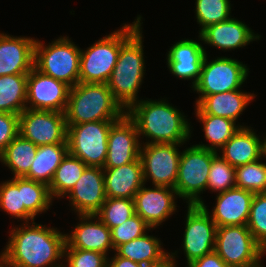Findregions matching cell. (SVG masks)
Returning a JSON list of instances; mask_svg holds the SVG:
<instances>
[{
  "label": "cell",
  "mask_w": 266,
  "mask_h": 267,
  "mask_svg": "<svg viewBox=\"0 0 266 267\" xmlns=\"http://www.w3.org/2000/svg\"><path fill=\"white\" fill-rule=\"evenodd\" d=\"M142 142L135 122L125 113L111 125L104 168H117L136 161L140 158Z\"/></svg>",
  "instance_id": "cell-15"
},
{
  "label": "cell",
  "mask_w": 266,
  "mask_h": 267,
  "mask_svg": "<svg viewBox=\"0 0 266 267\" xmlns=\"http://www.w3.org/2000/svg\"><path fill=\"white\" fill-rule=\"evenodd\" d=\"M142 16L138 15L132 24L104 36L97 42L81 50L79 83H104L109 81L117 63L121 46L142 26Z\"/></svg>",
  "instance_id": "cell-5"
},
{
  "label": "cell",
  "mask_w": 266,
  "mask_h": 267,
  "mask_svg": "<svg viewBox=\"0 0 266 267\" xmlns=\"http://www.w3.org/2000/svg\"><path fill=\"white\" fill-rule=\"evenodd\" d=\"M235 177V167L216 154L212 159L207 189L215 193L225 192L235 187Z\"/></svg>",
  "instance_id": "cell-37"
},
{
  "label": "cell",
  "mask_w": 266,
  "mask_h": 267,
  "mask_svg": "<svg viewBox=\"0 0 266 267\" xmlns=\"http://www.w3.org/2000/svg\"><path fill=\"white\" fill-rule=\"evenodd\" d=\"M26 91L28 109L65 113L70 91V86L66 83L45 75L33 67L27 76Z\"/></svg>",
  "instance_id": "cell-14"
},
{
  "label": "cell",
  "mask_w": 266,
  "mask_h": 267,
  "mask_svg": "<svg viewBox=\"0 0 266 267\" xmlns=\"http://www.w3.org/2000/svg\"><path fill=\"white\" fill-rule=\"evenodd\" d=\"M11 181L22 189L23 205L34 217L48 211L53 199L46 184L25 177H12Z\"/></svg>",
  "instance_id": "cell-32"
},
{
  "label": "cell",
  "mask_w": 266,
  "mask_h": 267,
  "mask_svg": "<svg viewBox=\"0 0 266 267\" xmlns=\"http://www.w3.org/2000/svg\"><path fill=\"white\" fill-rule=\"evenodd\" d=\"M107 198L133 199L144 184L140 158L117 168H103Z\"/></svg>",
  "instance_id": "cell-23"
},
{
  "label": "cell",
  "mask_w": 266,
  "mask_h": 267,
  "mask_svg": "<svg viewBox=\"0 0 266 267\" xmlns=\"http://www.w3.org/2000/svg\"><path fill=\"white\" fill-rule=\"evenodd\" d=\"M261 35L255 34L245 22L234 18L208 25L198 36L199 41L219 50H235L243 48L252 41L260 40Z\"/></svg>",
  "instance_id": "cell-18"
},
{
  "label": "cell",
  "mask_w": 266,
  "mask_h": 267,
  "mask_svg": "<svg viewBox=\"0 0 266 267\" xmlns=\"http://www.w3.org/2000/svg\"><path fill=\"white\" fill-rule=\"evenodd\" d=\"M206 204L188 205L183 234L187 266L215 249L217 226L208 213Z\"/></svg>",
  "instance_id": "cell-12"
},
{
  "label": "cell",
  "mask_w": 266,
  "mask_h": 267,
  "mask_svg": "<svg viewBox=\"0 0 266 267\" xmlns=\"http://www.w3.org/2000/svg\"><path fill=\"white\" fill-rule=\"evenodd\" d=\"M126 111L104 83H78L70 87L65 118L67 124L117 121Z\"/></svg>",
  "instance_id": "cell-4"
},
{
  "label": "cell",
  "mask_w": 266,
  "mask_h": 267,
  "mask_svg": "<svg viewBox=\"0 0 266 267\" xmlns=\"http://www.w3.org/2000/svg\"><path fill=\"white\" fill-rule=\"evenodd\" d=\"M37 148L18 134L0 155V162L12 171L13 177H25L35 160Z\"/></svg>",
  "instance_id": "cell-28"
},
{
  "label": "cell",
  "mask_w": 266,
  "mask_h": 267,
  "mask_svg": "<svg viewBox=\"0 0 266 267\" xmlns=\"http://www.w3.org/2000/svg\"><path fill=\"white\" fill-rule=\"evenodd\" d=\"M214 251L230 267H261L266 254L247 225L217 227Z\"/></svg>",
  "instance_id": "cell-8"
},
{
  "label": "cell",
  "mask_w": 266,
  "mask_h": 267,
  "mask_svg": "<svg viewBox=\"0 0 266 267\" xmlns=\"http://www.w3.org/2000/svg\"><path fill=\"white\" fill-rule=\"evenodd\" d=\"M178 254V251L175 252H169L165 257L160 259L159 261L144 264L143 267H177L176 265V257Z\"/></svg>",
  "instance_id": "cell-44"
},
{
  "label": "cell",
  "mask_w": 266,
  "mask_h": 267,
  "mask_svg": "<svg viewBox=\"0 0 266 267\" xmlns=\"http://www.w3.org/2000/svg\"><path fill=\"white\" fill-rule=\"evenodd\" d=\"M19 134L36 146L67 144L65 113L26 108L19 114Z\"/></svg>",
  "instance_id": "cell-11"
},
{
  "label": "cell",
  "mask_w": 266,
  "mask_h": 267,
  "mask_svg": "<svg viewBox=\"0 0 266 267\" xmlns=\"http://www.w3.org/2000/svg\"><path fill=\"white\" fill-rule=\"evenodd\" d=\"M186 267H230L222 258L215 252L205 254L201 258L194 260Z\"/></svg>",
  "instance_id": "cell-42"
},
{
  "label": "cell",
  "mask_w": 266,
  "mask_h": 267,
  "mask_svg": "<svg viewBox=\"0 0 266 267\" xmlns=\"http://www.w3.org/2000/svg\"><path fill=\"white\" fill-rule=\"evenodd\" d=\"M254 195L238 187L217 193L216 205L208 213L217 227L247 225Z\"/></svg>",
  "instance_id": "cell-21"
},
{
  "label": "cell",
  "mask_w": 266,
  "mask_h": 267,
  "mask_svg": "<svg viewBox=\"0 0 266 267\" xmlns=\"http://www.w3.org/2000/svg\"><path fill=\"white\" fill-rule=\"evenodd\" d=\"M206 48L199 41L182 39L170 47L166 59L171 74L178 79L191 80L193 88L200 78Z\"/></svg>",
  "instance_id": "cell-19"
},
{
  "label": "cell",
  "mask_w": 266,
  "mask_h": 267,
  "mask_svg": "<svg viewBox=\"0 0 266 267\" xmlns=\"http://www.w3.org/2000/svg\"><path fill=\"white\" fill-rule=\"evenodd\" d=\"M262 158L257 161L235 167V187L253 193L266 192V163Z\"/></svg>",
  "instance_id": "cell-33"
},
{
  "label": "cell",
  "mask_w": 266,
  "mask_h": 267,
  "mask_svg": "<svg viewBox=\"0 0 266 267\" xmlns=\"http://www.w3.org/2000/svg\"><path fill=\"white\" fill-rule=\"evenodd\" d=\"M36 39L0 33V76L28 74L34 67Z\"/></svg>",
  "instance_id": "cell-22"
},
{
  "label": "cell",
  "mask_w": 266,
  "mask_h": 267,
  "mask_svg": "<svg viewBox=\"0 0 266 267\" xmlns=\"http://www.w3.org/2000/svg\"><path fill=\"white\" fill-rule=\"evenodd\" d=\"M86 167L87 165L79 158L67 153L55 170L48 186L51 198H64L81 178Z\"/></svg>",
  "instance_id": "cell-31"
},
{
  "label": "cell",
  "mask_w": 266,
  "mask_h": 267,
  "mask_svg": "<svg viewBox=\"0 0 266 267\" xmlns=\"http://www.w3.org/2000/svg\"><path fill=\"white\" fill-rule=\"evenodd\" d=\"M216 154L217 152L197 145H191L181 152L174 189L187 205L204 204L200 195L207 190L208 175Z\"/></svg>",
  "instance_id": "cell-7"
},
{
  "label": "cell",
  "mask_w": 266,
  "mask_h": 267,
  "mask_svg": "<svg viewBox=\"0 0 266 267\" xmlns=\"http://www.w3.org/2000/svg\"><path fill=\"white\" fill-rule=\"evenodd\" d=\"M183 144H143L140 159L146 184L152 180L153 186L175 188ZM148 180V181H147Z\"/></svg>",
  "instance_id": "cell-13"
},
{
  "label": "cell",
  "mask_w": 266,
  "mask_h": 267,
  "mask_svg": "<svg viewBox=\"0 0 266 267\" xmlns=\"http://www.w3.org/2000/svg\"><path fill=\"white\" fill-rule=\"evenodd\" d=\"M177 197L179 196L174 188L164 186L146 188L144 183L133 198L135 214L153 230L176 212Z\"/></svg>",
  "instance_id": "cell-16"
},
{
  "label": "cell",
  "mask_w": 266,
  "mask_h": 267,
  "mask_svg": "<svg viewBox=\"0 0 266 267\" xmlns=\"http://www.w3.org/2000/svg\"><path fill=\"white\" fill-rule=\"evenodd\" d=\"M0 209L15 220L19 219L24 223L35 220V217L23 205L22 189H18L11 180L0 184Z\"/></svg>",
  "instance_id": "cell-34"
},
{
  "label": "cell",
  "mask_w": 266,
  "mask_h": 267,
  "mask_svg": "<svg viewBox=\"0 0 266 267\" xmlns=\"http://www.w3.org/2000/svg\"><path fill=\"white\" fill-rule=\"evenodd\" d=\"M95 215L106 226L112 229L135 215L134 200L107 198L101 209Z\"/></svg>",
  "instance_id": "cell-36"
},
{
  "label": "cell",
  "mask_w": 266,
  "mask_h": 267,
  "mask_svg": "<svg viewBox=\"0 0 266 267\" xmlns=\"http://www.w3.org/2000/svg\"><path fill=\"white\" fill-rule=\"evenodd\" d=\"M160 241L153 235L145 233L143 236L123 243L114 252L142 265L159 261L169 252H166Z\"/></svg>",
  "instance_id": "cell-29"
},
{
  "label": "cell",
  "mask_w": 266,
  "mask_h": 267,
  "mask_svg": "<svg viewBox=\"0 0 266 267\" xmlns=\"http://www.w3.org/2000/svg\"><path fill=\"white\" fill-rule=\"evenodd\" d=\"M65 197L77 215L96 214L107 199L103 168L87 166Z\"/></svg>",
  "instance_id": "cell-17"
},
{
  "label": "cell",
  "mask_w": 266,
  "mask_h": 267,
  "mask_svg": "<svg viewBox=\"0 0 266 267\" xmlns=\"http://www.w3.org/2000/svg\"><path fill=\"white\" fill-rule=\"evenodd\" d=\"M80 54L81 48L68 36H60L47 46L36 39L34 67L43 74L73 87L79 83Z\"/></svg>",
  "instance_id": "cell-6"
},
{
  "label": "cell",
  "mask_w": 266,
  "mask_h": 267,
  "mask_svg": "<svg viewBox=\"0 0 266 267\" xmlns=\"http://www.w3.org/2000/svg\"><path fill=\"white\" fill-rule=\"evenodd\" d=\"M11 229L0 253L5 267H63L66 234L57 227L33 221Z\"/></svg>",
  "instance_id": "cell-1"
},
{
  "label": "cell",
  "mask_w": 266,
  "mask_h": 267,
  "mask_svg": "<svg viewBox=\"0 0 266 267\" xmlns=\"http://www.w3.org/2000/svg\"><path fill=\"white\" fill-rule=\"evenodd\" d=\"M142 29L139 28L120 48L117 63L107 82L114 99L127 111L139 102V89L145 75Z\"/></svg>",
  "instance_id": "cell-3"
},
{
  "label": "cell",
  "mask_w": 266,
  "mask_h": 267,
  "mask_svg": "<svg viewBox=\"0 0 266 267\" xmlns=\"http://www.w3.org/2000/svg\"><path fill=\"white\" fill-rule=\"evenodd\" d=\"M115 121L67 124L68 153L87 166L104 168L108 135Z\"/></svg>",
  "instance_id": "cell-9"
},
{
  "label": "cell",
  "mask_w": 266,
  "mask_h": 267,
  "mask_svg": "<svg viewBox=\"0 0 266 267\" xmlns=\"http://www.w3.org/2000/svg\"><path fill=\"white\" fill-rule=\"evenodd\" d=\"M64 258L63 267H107L108 260L105 254L78 248H64Z\"/></svg>",
  "instance_id": "cell-40"
},
{
  "label": "cell",
  "mask_w": 266,
  "mask_h": 267,
  "mask_svg": "<svg viewBox=\"0 0 266 267\" xmlns=\"http://www.w3.org/2000/svg\"><path fill=\"white\" fill-rule=\"evenodd\" d=\"M107 267H143V265L128 258L121 257L115 252L114 257L109 258L108 256Z\"/></svg>",
  "instance_id": "cell-43"
},
{
  "label": "cell",
  "mask_w": 266,
  "mask_h": 267,
  "mask_svg": "<svg viewBox=\"0 0 266 267\" xmlns=\"http://www.w3.org/2000/svg\"><path fill=\"white\" fill-rule=\"evenodd\" d=\"M254 93L240 89L204 96L195 108L196 114H211L237 122L240 114L255 99Z\"/></svg>",
  "instance_id": "cell-24"
},
{
  "label": "cell",
  "mask_w": 266,
  "mask_h": 267,
  "mask_svg": "<svg viewBox=\"0 0 266 267\" xmlns=\"http://www.w3.org/2000/svg\"><path fill=\"white\" fill-rule=\"evenodd\" d=\"M77 216L79 217V222L71 233H66L65 248L97 251L106 256H108V253L110 254L108 251H115L111 240L110 228L95 214Z\"/></svg>",
  "instance_id": "cell-20"
},
{
  "label": "cell",
  "mask_w": 266,
  "mask_h": 267,
  "mask_svg": "<svg viewBox=\"0 0 266 267\" xmlns=\"http://www.w3.org/2000/svg\"><path fill=\"white\" fill-rule=\"evenodd\" d=\"M28 74L0 76V112L19 115L26 109Z\"/></svg>",
  "instance_id": "cell-30"
},
{
  "label": "cell",
  "mask_w": 266,
  "mask_h": 267,
  "mask_svg": "<svg viewBox=\"0 0 266 267\" xmlns=\"http://www.w3.org/2000/svg\"><path fill=\"white\" fill-rule=\"evenodd\" d=\"M249 68L243 62L231 57H217L208 62L206 54L200 78L193 91L199 94L195 105L206 95L241 89L249 74Z\"/></svg>",
  "instance_id": "cell-10"
},
{
  "label": "cell",
  "mask_w": 266,
  "mask_h": 267,
  "mask_svg": "<svg viewBox=\"0 0 266 267\" xmlns=\"http://www.w3.org/2000/svg\"><path fill=\"white\" fill-rule=\"evenodd\" d=\"M166 100L140 98L126 111L137 126L140 141L141 136L146 137L141 144H184L190 140L192 127L187 116Z\"/></svg>",
  "instance_id": "cell-2"
},
{
  "label": "cell",
  "mask_w": 266,
  "mask_h": 267,
  "mask_svg": "<svg viewBox=\"0 0 266 267\" xmlns=\"http://www.w3.org/2000/svg\"><path fill=\"white\" fill-rule=\"evenodd\" d=\"M19 134V115L0 112V155Z\"/></svg>",
  "instance_id": "cell-41"
},
{
  "label": "cell",
  "mask_w": 266,
  "mask_h": 267,
  "mask_svg": "<svg viewBox=\"0 0 266 267\" xmlns=\"http://www.w3.org/2000/svg\"><path fill=\"white\" fill-rule=\"evenodd\" d=\"M199 122L203 125V132L205 139L210 143L208 144H196L197 146L205 149L217 152L224 146V144L230 140L241 127L246 125H236L231 119L223 118L220 116H214L211 114H195Z\"/></svg>",
  "instance_id": "cell-27"
},
{
  "label": "cell",
  "mask_w": 266,
  "mask_h": 267,
  "mask_svg": "<svg viewBox=\"0 0 266 267\" xmlns=\"http://www.w3.org/2000/svg\"><path fill=\"white\" fill-rule=\"evenodd\" d=\"M259 137L250 126L241 127L217 154L233 167L257 161L263 157L262 139Z\"/></svg>",
  "instance_id": "cell-25"
},
{
  "label": "cell",
  "mask_w": 266,
  "mask_h": 267,
  "mask_svg": "<svg viewBox=\"0 0 266 267\" xmlns=\"http://www.w3.org/2000/svg\"><path fill=\"white\" fill-rule=\"evenodd\" d=\"M262 147H263V158L266 159V136H263L262 139Z\"/></svg>",
  "instance_id": "cell-45"
},
{
  "label": "cell",
  "mask_w": 266,
  "mask_h": 267,
  "mask_svg": "<svg viewBox=\"0 0 266 267\" xmlns=\"http://www.w3.org/2000/svg\"><path fill=\"white\" fill-rule=\"evenodd\" d=\"M151 229L152 228L137 214L133 215L122 224L110 229L114 250L123 243L143 236Z\"/></svg>",
  "instance_id": "cell-39"
},
{
  "label": "cell",
  "mask_w": 266,
  "mask_h": 267,
  "mask_svg": "<svg viewBox=\"0 0 266 267\" xmlns=\"http://www.w3.org/2000/svg\"><path fill=\"white\" fill-rule=\"evenodd\" d=\"M0 267H5L4 261L1 256H0Z\"/></svg>",
  "instance_id": "cell-46"
},
{
  "label": "cell",
  "mask_w": 266,
  "mask_h": 267,
  "mask_svg": "<svg viewBox=\"0 0 266 267\" xmlns=\"http://www.w3.org/2000/svg\"><path fill=\"white\" fill-rule=\"evenodd\" d=\"M68 153V144L38 146L35 160L25 178L50 185L55 170Z\"/></svg>",
  "instance_id": "cell-26"
},
{
  "label": "cell",
  "mask_w": 266,
  "mask_h": 267,
  "mask_svg": "<svg viewBox=\"0 0 266 267\" xmlns=\"http://www.w3.org/2000/svg\"><path fill=\"white\" fill-rule=\"evenodd\" d=\"M196 21L200 28L199 33L208 25L220 23L231 18L230 0H196Z\"/></svg>",
  "instance_id": "cell-35"
},
{
  "label": "cell",
  "mask_w": 266,
  "mask_h": 267,
  "mask_svg": "<svg viewBox=\"0 0 266 267\" xmlns=\"http://www.w3.org/2000/svg\"><path fill=\"white\" fill-rule=\"evenodd\" d=\"M247 227L256 242L266 251V192L255 193Z\"/></svg>",
  "instance_id": "cell-38"
}]
</instances>
